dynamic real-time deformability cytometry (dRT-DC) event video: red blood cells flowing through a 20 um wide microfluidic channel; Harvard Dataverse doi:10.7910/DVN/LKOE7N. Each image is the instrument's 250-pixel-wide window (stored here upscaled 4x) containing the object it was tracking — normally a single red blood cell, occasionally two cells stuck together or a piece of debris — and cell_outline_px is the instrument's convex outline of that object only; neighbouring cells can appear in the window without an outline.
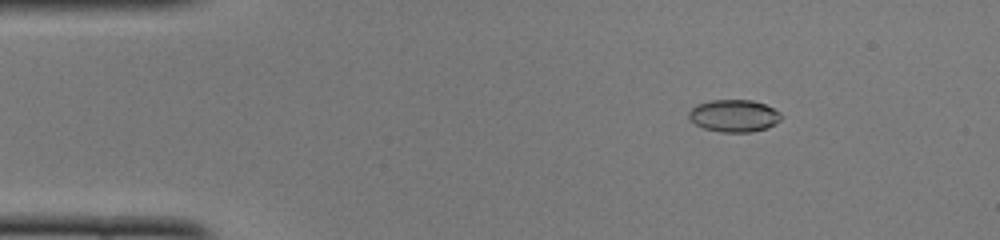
{"species": "common noctule bat (a hibernating species)", "species_latin": "Nyctalus noctula", "temperature_condition": "cold", "stored_images_in_passage": 33, "camera_frame_rate_fps": 3000, "um_per_image_px": 0.085, "animal": {"sex": "female", "body_mass_g": 22.0, "forearm_length_mm": 56.7}, "frame": {"image": 1, "passage_image": 7, "time_ms": 2.0, "image_size_px": [1000, 240], "cell_outline_px": [[780, 120], [768, 128], [752, 132], [720, 132], [704, 128], [696, 124], [688, 116], [688, 112], [696, 104], [712, 100], [752, 100], [764, 104], [780, 112]], "centroid_in_image_um": [62.38, 9.84], "position_along_channel_um": 22.6, "area_um2": 17.28}}
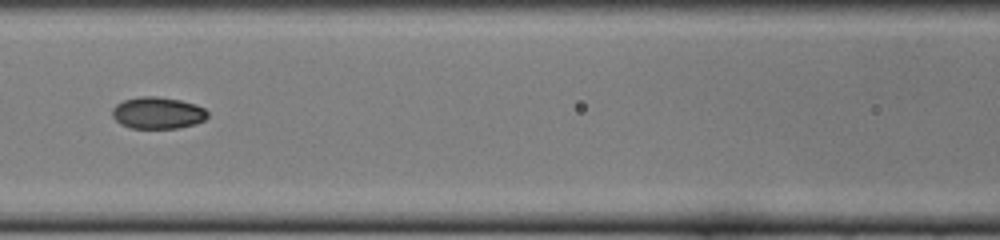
{"frame": {"image": 2, "passage_image": 22, "time_ms": 7.0, "image_size_px": [1000, 240], "cell_outline_px": [[208, 116], [204, 120], [196, 124], [180, 128], [132, 128], [120, 124], [112, 116], [112, 108], [116, 104], [124, 100], [140, 96], [156, 96], [180, 100], [196, 104], [204, 108], [208, 112]], "centroid_in_image_um": [13.41, 9.6], "position_along_channel_um": 153.2, "area_um2": 17.8}}
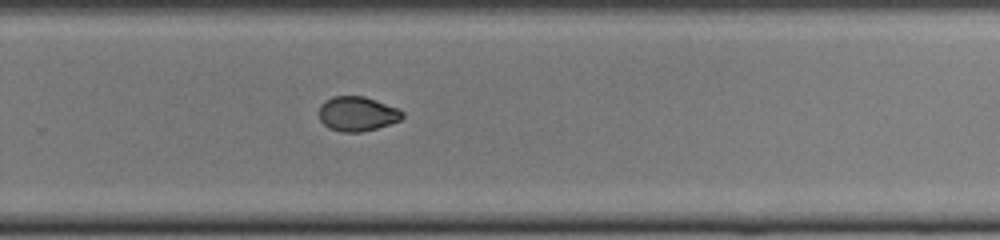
{"frame": {"image": 3, "passage_image": 33, "time_ms": 10.667, "image_size_px": [1000, 240], "cell_outline_px": [[404, 116], [400, 120], [376, 128], [360, 132], [340, 132], [328, 128], [320, 120], [320, 104], [324, 100], [332, 96], [364, 96], [400, 108], [404, 112]], "centroid_in_image_um": [30.37, 9.66], "position_along_channel_um": 299.4, "area_um2": 16.94}}